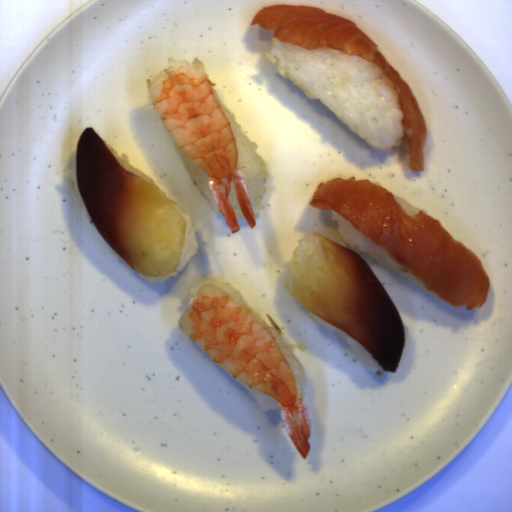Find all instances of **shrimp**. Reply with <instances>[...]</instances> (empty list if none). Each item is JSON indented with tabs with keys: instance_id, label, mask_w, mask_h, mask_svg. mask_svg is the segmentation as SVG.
I'll return each instance as SVG.
<instances>
[{
	"instance_id": "shrimp-1",
	"label": "shrimp",
	"mask_w": 512,
	"mask_h": 512,
	"mask_svg": "<svg viewBox=\"0 0 512 512\" xmlns=\"http://www.w3.org/2000/svg\"><path fill=\"white\" fill-rule=\"evenodd\" d=\"M177 326L219 368L277 402L291 443L305 460L310 410L265 324L229 292L207 284L193 294Z\"/></svg>"
},
{
	"instance_id": "shrimp-2",
	"label": "shrimp",
	"mask_w": 512,
	"mask_h": 512,
	"mask_svg": "<svg viewBox=\"0 0 512 512\" xmlns=\"http://www.w3.org/2000/svg\"><path fill=\"white\" fill-rule=\"evenodd\" d=\"M169 66L146 78L148 98L162 127L175 144L207 176V187L229 229L240 227L228 196L231 183L250 228L256 220L245 180L238 168L239 154L233 129L223 113L199 58L191 62L168 58Z\"/></svg>"
}]
</instances>
